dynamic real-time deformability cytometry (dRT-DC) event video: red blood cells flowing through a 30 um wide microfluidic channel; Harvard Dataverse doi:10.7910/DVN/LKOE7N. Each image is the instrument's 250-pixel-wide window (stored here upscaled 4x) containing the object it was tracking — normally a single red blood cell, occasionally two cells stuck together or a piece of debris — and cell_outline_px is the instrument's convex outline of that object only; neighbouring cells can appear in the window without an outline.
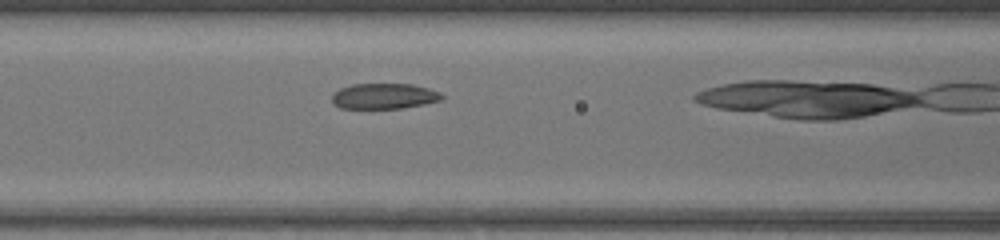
{"species": "common noctule bat (a hibernating species)", "species_latin": "Nyctalus noctula", "temperature_condition": "warm", "stored_images_in_passage": 8, "camera_frame_rate_fps": 3000, "um_per_image_px": 0.085, "animal": {"sex": "female", "body_mass_g": 17.0, "forearm_length_mm": 48.0}, "frame": {"image": 1, "passage_image": 4, "time_ms": 1.0, "image_size_px": [1000, 240], "cell_outline_px": [[444, 100], [424, 104], [400, 108], [340, 108], [332, 104], [332, 92], [340, 88], [352, 84], [412, 84], [428, 88], [440, 92], [444, 96]], "centroid_in_image_um": [32.64, 8.17], "position_along_channel_um": 134.0, "area_um2": 16.53}}